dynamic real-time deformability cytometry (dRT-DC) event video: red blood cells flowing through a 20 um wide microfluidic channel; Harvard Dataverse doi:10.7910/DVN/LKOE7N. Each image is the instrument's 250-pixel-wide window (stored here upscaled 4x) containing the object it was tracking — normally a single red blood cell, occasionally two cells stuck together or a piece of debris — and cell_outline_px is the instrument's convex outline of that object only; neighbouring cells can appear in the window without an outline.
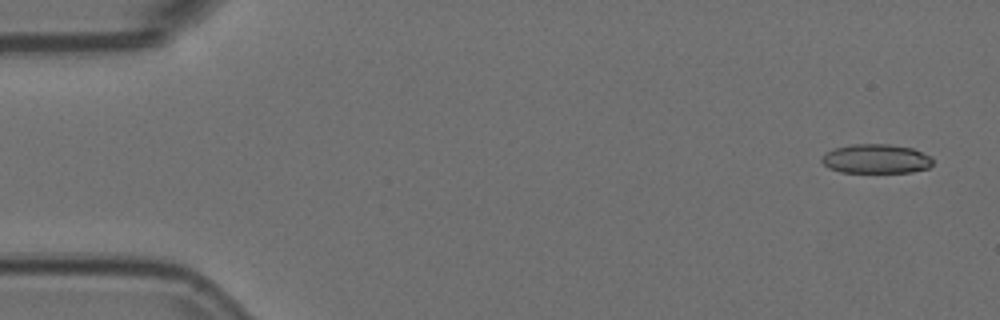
{"species": "Egyptian fruit bat (a non-hibernating species)", "species_latin": "Rousettus aegyptiacus", "temperature_condition": "room temperature", "stored_images_in_passage": 4, "camera_frame_rate_fps": 3000, "um_per_image_px": 0.085, "animal": {"sex": "female"}, "frame": {"image": 1, "passage_image": 1, "time_ms": 0.0, "image_size_px": [1000, 320], "cell_outline_px": [[932, 164], [928, 168], [912, 172], [840, 172], [828, 168], [820, 160], [824, 152], [836, 148], [852, 144], [888, 144], [912, 148], [932, 156]], "centroid_in_image_um": [74.45, 13.5], "position_along_channel_um": 10.5, "area_um2": 19.02}}
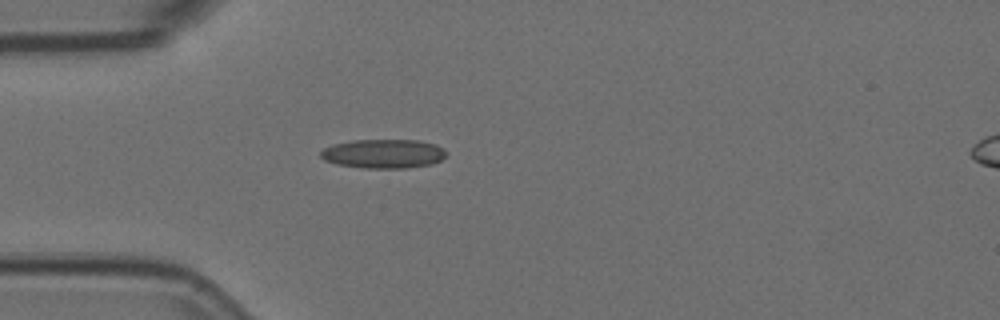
{"frame": {"image": 2, "passage_image": 4, "time_ms": 1.0, "image_size_px": [1000, 320], "cell_outline_px": [[448, 152], [440, 160], [432, 164], [404, 168], [360, 168], [336, 164], [324, 160], [320, 156], [320, 152], [324, 148], [332, 144], [352, 140], [420, 140], [436, 144], [444, 148]], "centroid_in_image_um": [32.59, 13.06], "position_along_channel_um": 52.4, "area_um2": 21.5}}